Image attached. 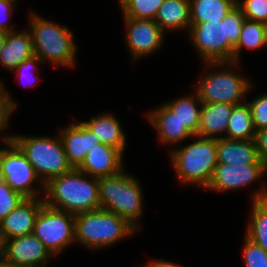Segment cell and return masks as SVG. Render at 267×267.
<instances>
[{
    "label": "cell",
    "mask_w": 267,
    "mask_h": 267,
    "mask_svg": "<svg viewBox=\"0 0 267 267\" xmlns=\"http://www.w3.org/2000/svg\"><path fill=\"white\" fill-rule=\"evenodd\" d=\"M122 159L119 149L100 143L87 153L77 169L97 179L109 177L123 170Z\"/></svg>",
    "instance_id": "9a60e30c"
},
{
    "label": "cell",
    "mask_w": 267,
    "mask_h": 267,
    "mask_svg": "<svg viewBox=\"0 0 267 267\" xmlns=\"http://www.w3.org/2000/svg\"><path fill=\"white\" fill-rule=\"evenodd\" d=\"M25 199L20 193L12 190L4 181H0V221L6 218Z\"/></svg>",
    "instance_id": "f546056e"
},
{
    "label": "cell",
    "mask_w": 267,
    "mask_h": 267,
    "mask_svg": "<svg viewBox=\"0 0 267 267\" xmlns=\"http://www.w3.org/2000/svg\"><path fill=\"white\" fill-rule=\"evenodd\" d=\"M267 172L264 164L225 165L218 163L206 187L213 191H230L252 184Z\"/></svg>",
    "instance_id": "4fadbf2b"
},
{
    "label": "cell",
    "mask_w": 267,
    "mask_h": 267,
    "mask_svg": "<svg viewBox=\"0 0 267 267\" xmlns=\"http://www.w3.org/2000/svg\"><path fill=\"white\" fill-rule=\"evenodd\" d=\"M0 181H3V172H2V148H0Z\"/></svg>",
    "instance_id": "60d3db41"
},
{
    "label": "cell",
    "mask_w": 267,
    "mask_h": 267,
    "mask_svg": "<svg viewBox=\"0 0 267 267\" xmlns=\"http://www.w3.org/2000/svg\"><path fill=\"white\" fill-rule=\"evenodd\" d=\"M43 204V197L23 199L6 218L0 221V244L4 240L32 234Z\"/></svg>",
    "instance_id": "5bb4252c"
},
{
    "label": "cell",
    "mask_w": 267,
    "mask_h": 267,
    "mask_svg": "<svg viewBox=\"0 0 267 267\" xmlns=\"http://www.w3.org/2000/svg\"><path fill=\"white\" fill-rule=\"evenodd\" d=\"M0 267H16L13 266L11 263L6 261L1 255H0Z\"/></svg>",
    "instance_id": "ab89813d"
},
{
    "label": "cell",
    "mask_w": 267,
    "mask_h": 267,
    "mask_svg": "<svg viewBox=\"0 0 267 267\" xmlns=\"http://www.w3.org/2000/svg\"><path fill=\"white\" fill-rule=\"evenodd\" d=\"M17 1L18 0H0V30L6 32L15 31L13 25L8 24V20L18 6Z\"/></svg>",
    "instance_id": "d6a6232c"
},
{
    "label": "cell",
    "mask_w": 267,
    "mask_h": 267,
    "mask_svg": "<svg viewBox=\"0 0 267 267\" xmlns=\"http://www.w3.org/2000/svg\"><path fill=\"white\" fill-rule=\"evenodd\" d=\"M83 123L99 138L100 143L113 146L123 153L127 146L126 137L116 116L109 113L100 114Z\"/></svg>",
    "instance_id": "603a6c76"
},
{
    "label": "cell",
    "mask_w": 267,
    "mask_h": 267,
    "mask_svg": "<svg viewBox=\"0 0 267 267\" xmlns=\"http://www.w3.org/2000/svg\"><path fill=\"white\" fill-rule=\"evenodd\" d=\"M194 137L196 141L171 151L172 166L181 183L205 189L218 164L217 139Z\"/></svg>",
    "instance_id": "8992f818"
},
{
    "label": "cell",
    "mask_w": 267,
    "mask_h": 267,
    "mask_svg": "<svg viewBox=\"0 0 267 267\" xmlns=\"http://www.w3.org/2000/svg\"><path fill=\"white\" fill-rule=\"evenodd\" d=\"M12 141L33 165L36 174L44 184L51 178L73 169L66 157L60 136L53 138L49 136L13 135Z\"/></svg>",
    "instance_id": "ba28073f"
},
{
    "label": "cell",
    "mask_w": 267,
    "mask_h": 267,
    "mask_svg": "<svg viewBox=\"0 0 267 267\" xmlns=\"http://www.w3.org/2000/svg\"><path fill=\"white\" fill-rule=\"evenodd\" d=\"M42 63V60L37 56V55H32L30 58H27L24 62H22L20 65H18L14 70L12 71H16V73H18V76L21 75V76H24L26 79L27 77L29 79H31V76L33 77V79H37L38 76H35L34 73L32 75L31 72H32V69H35L36 68V65L37 64H40ZM29 70L31 71L30 74H29ZM27 75H30V76H27ZM23 78V77H21ZM24 79H22V82L23 84L26 83L27 81ZM32 79V80H33ZM22 84V83H21Z\"/></svg>",
    "instance_id": "836d02e7"
},
{
    "label": "cell",
    "mask_w": 267,
    "mask_h": 267,
    "mask_svg": "<svg viewBox=\"0 0 267 267\" xmlns=\"http://www.w3.org/2000/svg\"><path fill=\"white\" fill-rule=\"evenodd\" d=\"M165 104L176 113V116L194 135L197 134L202 102L196 91L193 95H184Z\"/></svg>",
    "instance_id": "484cf974"
},
{
    "label": "cell",
    "mask_w": 267,
    "mask_h": 267,
    "mask_svg": "<svg viewBox=\"0 0 267 267\" xmlns=\"http://www.w3.org/2000/svg\"><path fill=\"white\" fill-rule=\"evenodd\" d=\"M75 217V241L88 249L112 246L138 231L126 219L103 209L81 212Z\"/></svg>",
    "instance_id": "277c9868"
},
{
    "label": "cell",
    "mask_w": 267,
    "mask_h": 267,
    "mask_svg": "<svg viewBox=\"0 0 267 267\" xmlns=\"http://www.w3.org/2000/svg\"><path fill=\"white\" fill-rule=\"evenodd\" d=\"M0 255L16 267H44L53 257L33 233L4 240Z\"/></svg>",
    "instance_id": "8fae6325"
},
{
    "label": "cell",
    "mask_w": 267,
    "mask_h": 267,
    "mask_svg": "<svg viewBox=\"0 0 267 267\" xmlns=\"http://www.w3.org/2000/svg\"><path fill=\"white\" fill-rule=\"evenodd\" d=\"M250 106L253 124L256 131L267 128V93L263 94L251 102Z\"/></svg>",
    "instance_id": "1f68e13d"
},
{
    "label": "cell",
    "mask_w": 267,
    "mask_h": 267,
    "mask_svg": "<svg viewBox=\"0 0 267 267\" xmlns=\"http://www.w3.org/2000/svg\"><path fill=\"white\" fill-rule=\"evenodd\" d=\"M237 0H190L191 24L223 20Z\"/></svg>",
    "instance_id": "cb8c5ba5"
},
{
    "label": "cell",
    "mask_w": 267,
    "mask_h": 267,
    "mask_svg": "<svg viewBox=\"0 0 267 267\" xmlns=\"http://www.w3.org/2000/svg\"><path fill=\"white\" fill-rule=\"evenodd\" d=\"M254 140L259 158L267 168V128L256 131Z\"/></svg>",
    "instance_id": "d590c367"
},
{
    "label": "cell",
    "mask_w": 267,
    "mask_h": 267,
    "mask_svg": "<svg viewBox=\"0 0 267 267\" xmlns=\"http://www.w3.org/2000/svg\"><path fill=\"white\" fill-rule=\"evenodd\" d=\"M74 228V214L44 203L36 218L33 234L55 256L75 241Z\"/></svg>",
    "instance_id": "30bf717a"
},
{
    "label": "cell",
    "mask_w": 267,
    "mask_h": 267,
    "mask_svg": "<svg viewBox=\"0 0 267 267\" xmlns=\"http://www.w3.org/2000/svg\"><path fill=\"white\" fill-rule=\"evenodd\" d=\"M32 55L34 52L30 30L7 32L0 52V65L12 71Z\"/></svg>",
    "instance_id": "ffe728a7"
},
{
    "label": "cell",
    "mask_w": 267,
    "mask_h": 267,
    "mask_svg": "<svg viewBox=\"0 0 267 267\" xmlns=\"http://www.w3.org/2000/svg\"><path fill=\"white\" fill-rule=\"evenodd\" d=\"M124 17L154 20L164 0H118Z\"/></svg>",
    "instance_id": "83f0119b"
},
{
    "label": "cell",
    "mask_w": 267,
    "mask_h": 267,
    "mask_svg": "<svg viewBox=\"0 0 267 267\" xmlns=\"http://www.w3.org/2000/svg\"><path fill=\"white\" fill-rule=\"evenodd\" d=\"M234 105L208 103L202 104L197 136L205 138H226L228 120Z\"/></svg>",
    "instance_id": "ac0fdd59"
},
{
    "label": "cell",
    "mask_w": 267,
    "mask_h": 267,
    "mask_svg": "<svg viewBox=\"0 0 267 267\" xmlns=\"http://www.w3.org/2000/svg\"><path fill=\"white\" fill-rule=\"evenodd\" d=\"M144 267H183L170 261L165 260H152Z\"/></svg>",
    "instance_id": "8d00e7d4"
},
{
    "label": "cell",
    "mask_w": 267,
    "mask_h": 267,
    "mask_svg": "<svg viewBox=\"0 0 267 267\" xmlns=\"http://www.w3.org/2000/svg\"><path fill=\"white\" fill-rule=\"evenodd\" d=\"M100 209L126 219L138 231L143 214V194L139 181L125 172L98 179Z\"/></svg>",
    "instance_id": "5b68a950"
},
{
    "label": "cell",
    "mask_w": 267,
    "mask_h": 267,
    "mask_svg": "<svg viewBox=\"0 0 267 267\" xmlns=\"http://www.w3.org/2000/svg\"><path fill=\"white\" fill-rule=\"evenodd\" d=\"M154 21L163 31L187 28L191 24L190 0H164Z\"/></svg>",
    "instance_id": "7402d4cb"
},
{
    "label": "cell",
    "mask_w": 267,
    "mask_h": 267,
    "mask_svg": "<svg viewBox=\"0 0 267 267\" xmlns=\"http://www.w3.org/2000/svg\"><path fill=\"white\" fill-rule=\"evenodd\" d=\"M245 16L236 5L221 21L190 24L189 37L203 63L231 62Z\"/></svg>",
    "instance_id": "6da1fadb"
},
{
    "label": "cell",
    "mask_w": 267,
    "mask_h": 267,
    "mask_svg": "<svg viewBox=\"0 0 267 267\" xmlns=\"http://www.w3.org/2000/svg\"><path fill=\"white\" fill-rule=\"evenodd\" d=\"M13 135H4L2 137L6 148H2V172L3 181L6 182L12 190L17 191L25 198H40L37 193L40 191L34 188L33 184L40 181L41 191L45 192V184L41 181L35 172L33 165L27 160L24 153L12 141Z\"/></svg>",
    "instance_id": "9c48e42d"
},
{
    "label": "cell",
    "mask_w": 267,
    "mask_h": 267,
    "mask_svg": "<svg viewBox=\"0 0 267 267\" xmlns=\"http://www.w3.org/2000/svg\"><path fill=\"white\" fill-rule=\"evenodd\" d=\"M251 198L252 215L245 236L267 252V188L262 184Z\"/></svg>",
    "instance_id": "44dd1931"
},
{
    "label": "cell",
    "mask_w": 267,
    "mask_h": 267,
    "mask_svg": "<svg viewBox=\"0 0 267 267\" xmlns=\"http://www.w3.org/2000/svg\"><path fill=\"white\" fill-rule=\"evenodd\" d=\"M267 46L264 23L245 19L237 44L233 50V61L240 63V51L243 48L256 50Z\"/></svg>",
    "instance_id": "4316f807"
},
{
    "label": "cell",
    "mask_w": 267,
    "mask_h": 267,
    "mask_svg": "<svg viewBox=\"0 0 267 267\" xmlns=\"http://www.w3.org/2000/svg\"><path fill=\"white\" fill-rule=\"evenodd\" d=\"M73 168L45 184L44 203L72 214L100 209L98 179Z\"/></svg>",
    "instance_id": "7a4b0ae2"
},
{
    "label": "cell",
    "mask_w": 267,
    "mask_h": 267,
    "mask_svg": "<svg viewBox=\"0 0 267 267\" xmlns=\"http://www.w3.org/2000/svg\"><path fill=\"white\" fill-rule=\"evenodd\" d=\"M66 157L73 168H77L87 153L100 144L99 138L83 121L72 123L60 131Z\"/></svg>",
    "instance_id": "2e32d148"
},
{
    "label": "cell",
    "mask_w": 267,
    "mask_h": 267,
    "mask_svg": "<svg viewBox=\"0 0 267 267\" xmlns=\"http://www.w3.org/2000/svg\"><path fill=\"white\" fill-rule=\"evenodd\" d=\"M29 16L34 54L42 62L74 68L77 47L69 27L55 24L34 12H30Z\"/></svg>",
    "instance_id": "3957f363"
},
{
    "label": "cell",
    "mask_w": 267,
    "mask_h": 267,
    "mask_svg": "<svg viewBox=\"0 0 267 267\" xmlns=\"http://www.w3.org/2000/svg\"><path fill=\"white\" fill-rule=\"evenodd\" d=\"M236 5L243 12L245 19L267 22V0H237Z\"/></svg>",
    "instance_id": "f1b7e54d"
},
{
    "label": "cell",
    "mask_w": 267,
    "mask_h": 267,
    "mask_svg": "<svg viewBox=\"0 0 267 267\" xmlns=\"http://www.w3.org/2000/svg\"><path fill=\"white\" fill-rule=\"evenodd\" d=\"M264 28H265V39H266V43H267V22L264 23Z\"/></svg>",
    "instance_id": "b9f144b4"
},
{
    "label": "cell",
    "mask_w": 267,
    "mask_h": 267,
    "mask_svg": "<svg viewBox=\"0 0 267 267\" xmlns=\"http://www.w3.org/2000/svg\"><path fill=\"white\" fill-rule=\"evenodd\" d=\"M9 93L3 82L0 81V115H12L16 108L17 104Z\"/></svg>",
    "instance_id": "e575fe53"
},
{
    "label": "cell",
    "mask_w": 267,
    "mask_h": 267,
    "mask_svg": "<svg viewBox=\"0 0 267 267\" xmlns=\"http://www.w3.org/2000/svg\"><path fill=\"white\" fill-rule=\"evenodd\" d=\"M6 36H7V32L3 31V30H0V52L2 50V47H3L4 41L6 39Z\"/></svg>",
    "instance_id": "f35d334b"
},
{
    "label": "cell",
    "mask_w": 267,
    "mask_h": 267,
    "mask_svg": "<svg viewBox=\"0 0 267 267\" xmlns=\"http://www.w3.org/2000/svg\"><path fill=\"white\" fill-rule=\"evenodd\" d=\"M218 163L225 165L264 164L258 155L255 140L217 139Z\"/></svg>",
    "instance_id": "d6986e66"
},
{
    "label": "cell",
    "mask_w": 267,
    "mask_h": 267,
    "mask_svg": "<svg viewBox=\"0 0 267 267\" xmlns=\"http://www.w3.org/2000/svg\"><path fill=\"white\" fill-rule=\"evenodd\" d=\"M243 258L245 267H267V252L245 236Z\"/></svg>",
    "instance_id": "4dcf8cb0"
},
{
    "label": "cell",
    "mask_w": 267,
    "mask_h": 267,
    "mask_svg": "<svg viewBox=\"0 0 267 267\" xmlns=\"http://www.w3.org/2000/svg\"><path fill=\"white\" fill-rule=\"evenodd\" d=\"M123 18L127 28L126 45L134 61L154 53L165 43L166 32L154 20Z\"/></svg>",
    "instance_id": "7c38bea8"
},
{
    "label": "cell",
    "mask_w": 267,
    "mask_h": 267,
    "mask_svg": "<svg viewBox=\"0 0 267 267\" xmlns=\"http://www.w3.org/2000/svg\"><path fill=\"white\" fill-rule=\"evenodd\" d=\"M204 64L207 69L208 67L217 68L218 66L221 69L225 67V70L210 71L201 77L195 91L198 93L202 104L237 105L246 101L244 98L253 84L242 75L236 74L232 69L239 67V62H208Z\"/></svg>",
    "instance_id": "52a82bcc"
},
{
    "label": "cell",
    "mask_w": 267,
    "mask_h": 267,
    "mask_svg": "<svg viewBox=\"0 0 267 267\" xmlns=\"http://www.w3.org/2000/svg\"><path fill=\"white\" fill-rule=\"evenodd\" d=\"M10 116L12 115H0V133H2L5 128L9 126Z\"/></svg>",
    "instance_id": "74e56055"
},
{
    "label": "cell",
    "mask_w": 267,
    "mask_h": 267,
    "mask_svg": "<svg viewBox=\"0 0 267 267\" xmlns=\"http://www.w3.org/2000/svg\"><path fill=\"white\" fill-rule=\"evenodd\" d=\"M146 116L156 129L159 142L163 144L175 145L195 136L165 103L149 111Z\"/></svg>",
    "instance_id": "e0dca14e"
},
{
    "label": "cell",
    "mask_w": 267,
    "mask_h": 267,
    "mask_svg": "<svg viewBox=\"0 0 267 267\" xmlns=\"http://www.w3.org/2000/svg\"><path fill=\"white\" fill-rule=\"evenodd\" d=\"M255 134L256 130L249 104L245 101L234 105L228 120L226 138L231 140H254Z\"/></svg>",
    "instance_id": "d4e9b609"
}]
</instances>
